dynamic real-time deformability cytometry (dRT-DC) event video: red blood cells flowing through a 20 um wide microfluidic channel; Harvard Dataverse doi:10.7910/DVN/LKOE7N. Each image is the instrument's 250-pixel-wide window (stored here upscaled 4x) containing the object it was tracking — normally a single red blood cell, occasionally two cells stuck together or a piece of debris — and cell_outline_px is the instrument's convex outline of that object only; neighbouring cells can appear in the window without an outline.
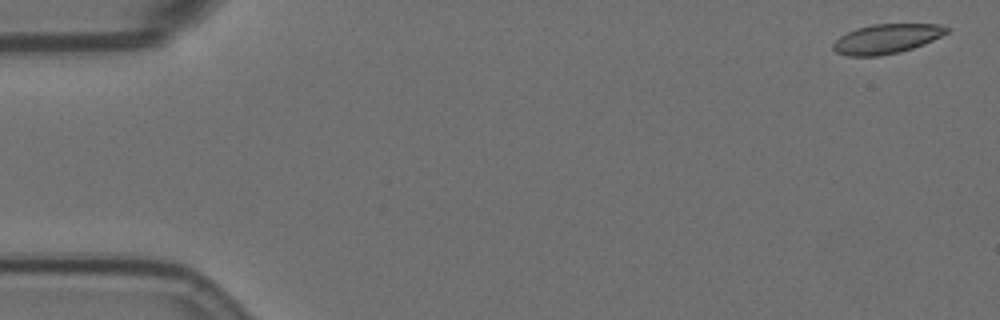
{"species": "Egyptian fruit bat (a non-hibernating species)", "species_latin": "Rousettus aegyptiacus", "temperature_condition": "room temperature", "stored_images_in_passage": 22, "camera_frame_rate_fps": 3000, "um_per_image_px": 0.085, "animal": {"sex": "female"}, "frame": {"image": 1, "passage_image": 1, "time_ms": 0.0, "image_size_px": [1000, 320], "cell_outline_px": [[952, 28], [948, 32], [924, 44], [900, 52], [880, 56], [848, 56], [836, 52], [832, 48], [832, 44], [840, 36], [856, 28], [872, 24], [940, 24]], "centroid_in_image_um": [75.36, 3.29], "position_along_channel_um": 9.6, "area_um2": 19.59}}
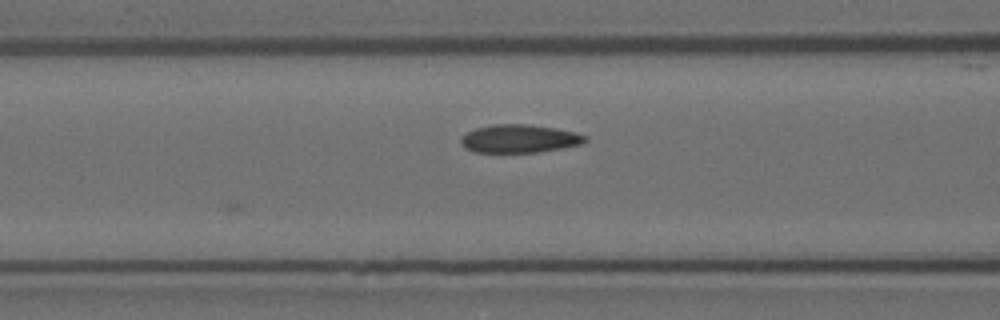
{"frame": {"image": 2, "passage_image": 22, "time_ms": 7.0, "image_size_px": [1000, 320], "cell_outline_px": [[588, 140], [584, 144], [536, 152], [472, 152], [464, 148], [460, 144], [460, 140], [468, 132], [476, 128], [492, 124], [524, 124], [556, 128], [576, 132], [588, 136]], "centroid_in_image_um": [44.17, 11.79], "position_along_channel_um": 122.4, "area_um2": 20.46}}